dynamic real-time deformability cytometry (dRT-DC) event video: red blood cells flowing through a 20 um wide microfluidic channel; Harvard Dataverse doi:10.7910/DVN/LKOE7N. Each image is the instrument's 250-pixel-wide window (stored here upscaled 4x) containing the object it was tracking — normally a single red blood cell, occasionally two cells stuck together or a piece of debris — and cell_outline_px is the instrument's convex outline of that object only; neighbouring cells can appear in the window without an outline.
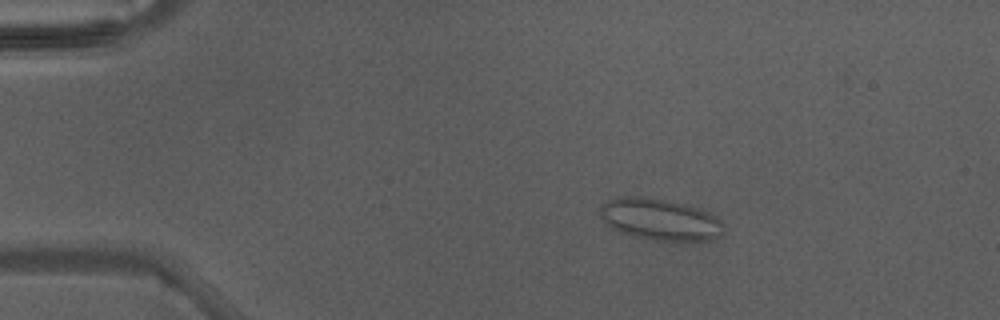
{"species": "Egyptian fruit bat (a non-hibernating species)", "species_latin": "Rousettus aegyptiacus", "temperature_condition": "warm", "stored_images_in_passage": 4, "camera_frame_rate_fps": 3000, "um_per_image_px": 0.085, "animal": {"sex": "male"}, "frame": {"image": 1, "passage_image": 2, "time_ms": 0.333, "image_size_px": [1000, 320], "cell_outline_px": [[724, 236], [716, 240], [652, 240], [620, 232], [612, 228], [600, 216], [600, 204], [608, 200], [620, 196], [636, 196], [664, 200], [684, 204], [708, 212], [716, 216], [724, 224]], "centroid_in_image_um": [56.13, 18.66], "position_along_channel_um": 28.9, "area_um2": 29.94}}
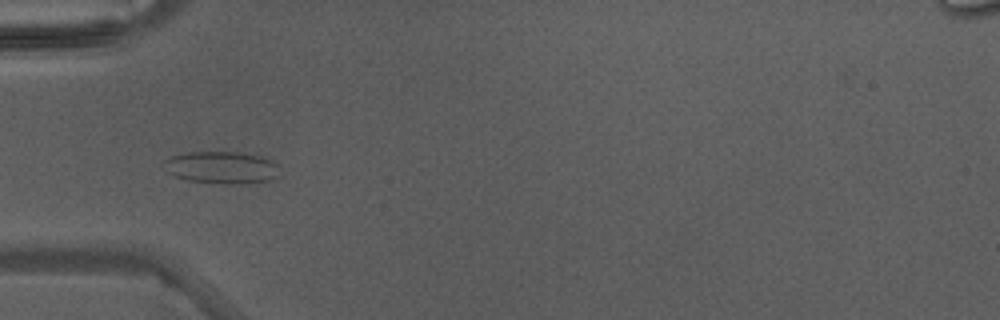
{"frame": {"image": 2, "passage_image": 4, "time_ms": 1.0, "image_size_px": [1000, 320], "cell_outline_px": [[280, 176], [272, 180], [244, 184], [224, 184], [188, 180], [164, 172], [160, 164], [164, 160], [172, 156], [188, 152], [240, 152], [264, 156], [280, 164]], "centroid_in_image_um": [18.88, 14.24], "position_along_channel_um": 66.1, "area_um2": 22.48}}